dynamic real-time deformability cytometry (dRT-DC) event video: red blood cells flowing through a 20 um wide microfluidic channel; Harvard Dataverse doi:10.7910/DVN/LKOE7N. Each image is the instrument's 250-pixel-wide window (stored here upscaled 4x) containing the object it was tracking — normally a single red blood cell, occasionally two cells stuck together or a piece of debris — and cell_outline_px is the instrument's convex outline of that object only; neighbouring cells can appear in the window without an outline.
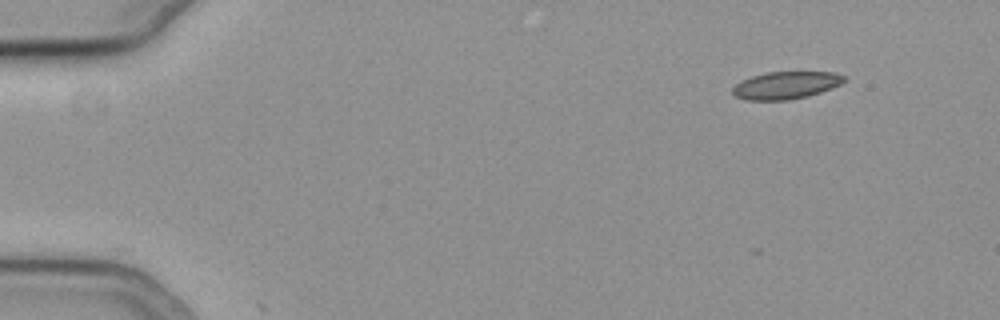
{"species": "common noctule bat (a hibernating species)", "species_latin": "Nyctalus noctula", "temperature_condition": "cold", "stored_images_in_passage": 42, "camera_frame_rate_fps": 3000, "um_per_image_px": 0.085, "animal": {"sex": "female", "body_mass_g": 19.3, "forearm_length_mm": 54.1}, "frame": {"image": 1, "passage_image": 1, "time_ms": 0.0, "image_size_px": [1000, 320], "cell_outline_px": [[848, 80], [832, 88], [808, 96], [788, 100], [744, 100], [732, 96], [732, 88], [740, 80], [752, 76], [768, 72], [836, 72], [848, 76]], "centroid_in_image_um": [66.81, 7.25], "position_along_channel_um": 18.2, "area_um2": 18.15}}
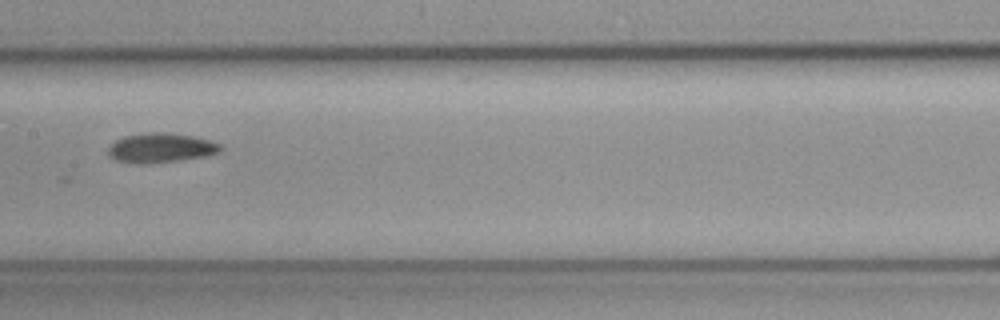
{"frame": {"image": 2, "passage_image": 24, "time_ms": 7.667, "image_size_px": [1000, 320], "cell_outline_px": [[224, 148], [220, 152], [208, 156], [180, 160], [136, 164], [116, 160], [108, 156], [108, 148], [116, 140], [124, 136], [152, 132], [164, 132], [192, 136], [212, 140], [220, 144]], "centroid_in_image_um": [13.7, 12.57], "position_along_channel_um": 193.7, "area_um2": 19.36}}
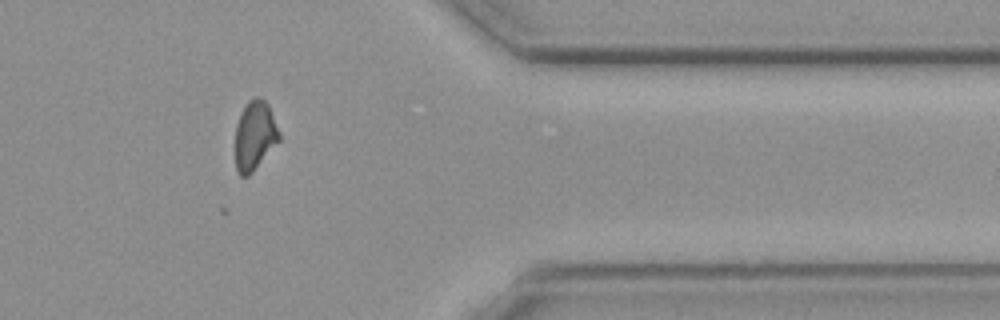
{"frame": {"image": 3, "passage_image": 41, "time_ms": 13.333, "image_size_px": [1000, 320], "cell_outline_px": [[280, 140], [252, 172], [248, 176], [240, 176], [236, 172], [236, 124], [248, 100], [256, 96], [260, 96], [268, 104], [280, 132]], "centroid_in_image_um": [21.66, 11.52], "position_along_channel_um": 389.7, "area_um2": 17.63}}